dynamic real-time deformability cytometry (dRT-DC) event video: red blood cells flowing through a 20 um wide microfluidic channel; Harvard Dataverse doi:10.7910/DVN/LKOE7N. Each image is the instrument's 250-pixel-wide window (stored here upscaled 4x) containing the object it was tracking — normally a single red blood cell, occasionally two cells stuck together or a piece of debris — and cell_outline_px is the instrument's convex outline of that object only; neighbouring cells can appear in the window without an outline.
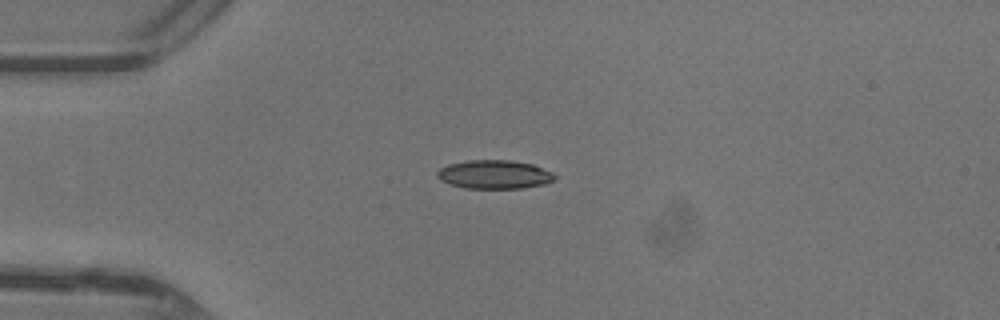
{"species": "common noctule bat (a hibernating species)", "species_latin": "Nyctalus noctula", "temperature_condition": "warm", "stored_images_in_passage": 36, "camera_frame_rate_fps": 3000, "um_per_image_px": 0.085, "animal": {"sex": "female"}, "frame": {"image": 1, "passage_image": 1, "time_ms": 0.0, "image_size_px": [1000, 320], "cell_outline_px": [[556, 176], [552, 180], [544, 184], [520, 188], [464, 188], [448, 184], [440, 180], [436, 176], [436, 172], [440, 168], [448, 164], [468, 160], [508, 160], [532, 164], [552, 172]], "centroid_in_image_um": [41.96, 14.83], "position_along_channel_um": 43.0, "area_um2": 19.59}}
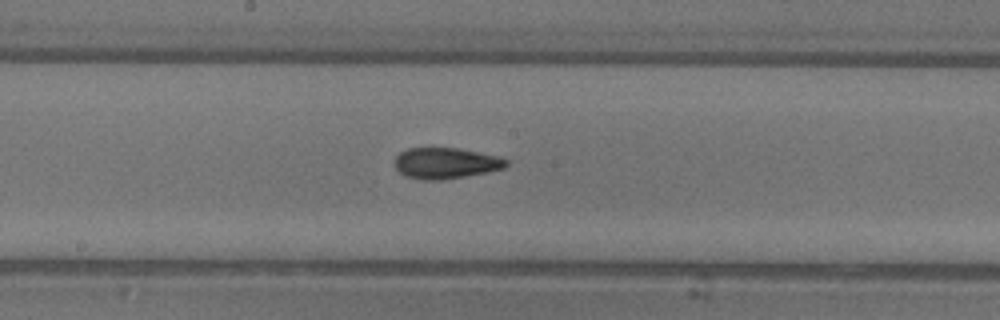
{"frame": {"image": 2, "passage_image": 14, "time_ms": 4.333, "image_size_px": [1000, 320], "cell_outline_px": [[508, 164], [504, 168], [444, 180], [424, 180], [404, 176], [396, 168], [396, 156], [400, 152], [408, 148], [432, 144], [456, 148], [500, 156], [508, 160]], "centroid_in_image_um": [37.84, 13.82], "position_along_channel_um": 210.4, "area_um2": 20.69}}
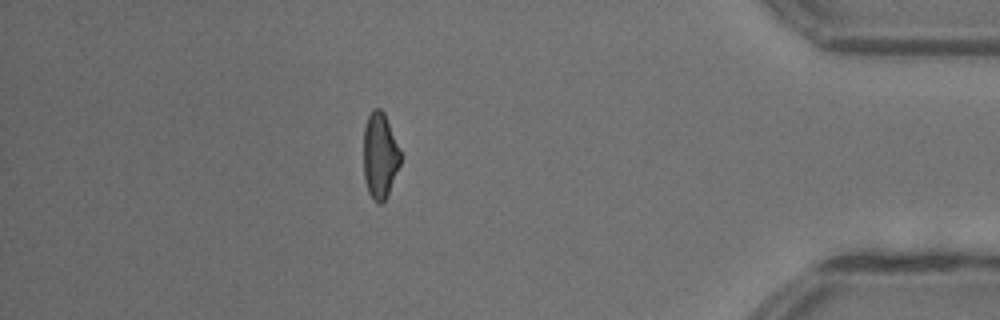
{"frame": {"image": 3, "passage_image": 30, "time_ms": 9.667, "image_size_px": [1000, 320], "cell_outline_px": [[400, 164], [388, 192], [384, 200], [380, 204], [376, 204], [368, 192], [364, 180], [364, 128], [368, 116], [372, 108], [380, 108], [384, 112], [400, 152]], "centroid_in_image_um": [32.26, 13.22], "position_along_channel_um": 402.9, "area_um2": 18.21}, "authors_computed_cell_mechanics": {"area_um2": 19.7387, "velocity_mm_per_s": 4.4344, "shape_relaxation_time_tau1_ms": 4.367, "shape_relaxation_time_tau2_ms": 2.0192, "deformation_change_tau1": 0.1586, "deformation_change_tau2": 0.0983}}